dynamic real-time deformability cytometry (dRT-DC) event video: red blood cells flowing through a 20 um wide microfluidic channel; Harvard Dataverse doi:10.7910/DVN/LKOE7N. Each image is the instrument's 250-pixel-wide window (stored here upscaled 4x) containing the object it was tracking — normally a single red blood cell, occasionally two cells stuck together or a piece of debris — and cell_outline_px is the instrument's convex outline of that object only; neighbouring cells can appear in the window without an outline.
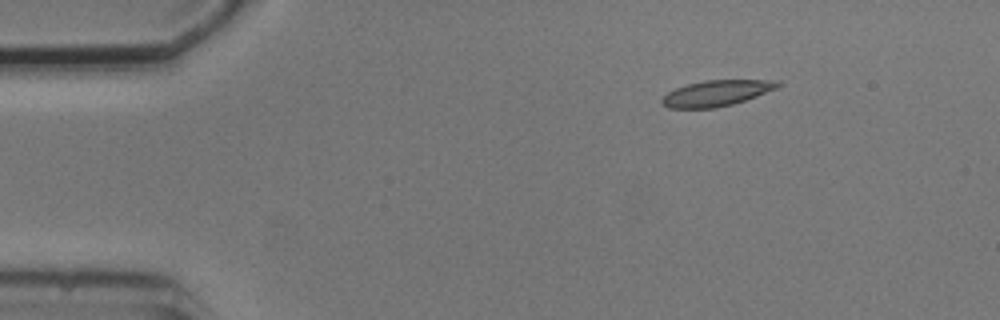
{"species": "common noctule bat (a hibernating species)", "species_latin": "Nyctalus noctula", "temperature_condition": "cold", "stored_images_in_passage": 5, "camera_frame_rate_fps": 3000, "um_per_image_px": 0.085, "animal": {"sex": "male", "body_mass_g": 20.5, "forearm_length_mm": 52.5}, "frame": {"image": 1, "passage_image": 2, "time_ms": 1.333, "image_size_px": [1000, 320], "cell_outline_px": [[784, 84], [776, 88], [756, 96], [732, 104], [716, 108], [668, 108], [660, 100], [668, 92], [676, 88], [688, 84], [704, 80], [780, 80]], "centroid_in_image_um": [60.92, 7.91], "position_along_channel_um": 24.1, "area_um2": 17.34}}